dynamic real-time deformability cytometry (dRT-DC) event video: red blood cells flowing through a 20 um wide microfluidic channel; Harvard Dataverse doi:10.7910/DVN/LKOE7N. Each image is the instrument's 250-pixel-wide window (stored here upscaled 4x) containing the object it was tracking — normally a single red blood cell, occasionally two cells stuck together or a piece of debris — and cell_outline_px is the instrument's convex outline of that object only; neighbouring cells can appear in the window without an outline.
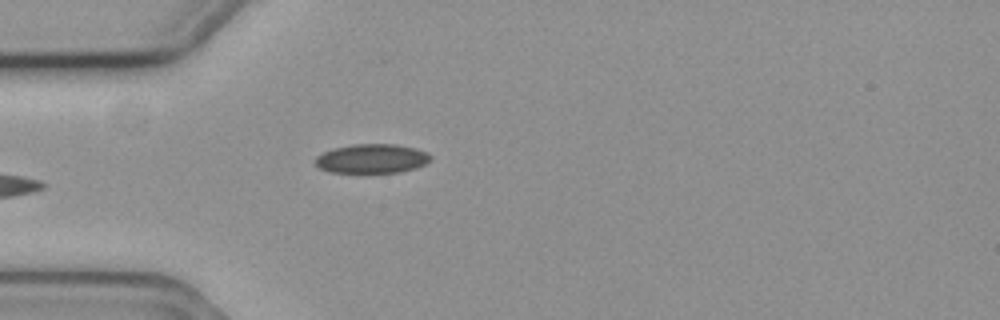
{"species": "common noctule bat (a hibernating species)", "species_latin": "Nyctalus noctula", "temperature_condition": "cold", "stored_images_in_passage": 5, "camera_frame_rate_fps": 3000, "um_per_image_px": 0.085, "animal": {"sex": "female", "body_mass_g": 19.3, "forearm_length_mm": 54.1}, "frame": {"image": 1, "passage_image": 5, "time_ms": 1.333, "image_size_px": [1000, 320], "cell_outline_px": [[432, 160], [416, 168], [400, 172], [328, 172], [320, 168], [316, 164], [316, 156], [332, 148], [352, 144], [396, 144], [416, 148], [432, 156]], "centroid_in_image_um": [31.62, 13.47], "position_along_channel_um": 53.4, "area_um2": 19.59}}